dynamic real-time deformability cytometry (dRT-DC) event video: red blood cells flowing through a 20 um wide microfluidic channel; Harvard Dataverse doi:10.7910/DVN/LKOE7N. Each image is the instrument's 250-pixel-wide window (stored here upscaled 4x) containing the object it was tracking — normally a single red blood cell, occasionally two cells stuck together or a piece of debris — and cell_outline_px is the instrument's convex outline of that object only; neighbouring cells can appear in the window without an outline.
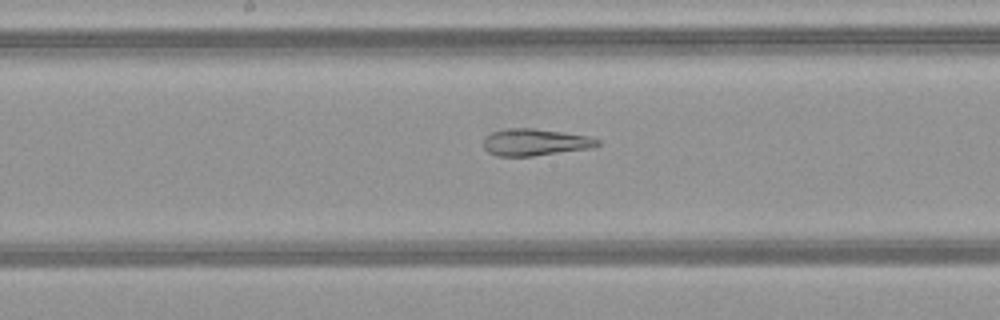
{"species": "common noctule bat (a hibernating species)", "species_latin": "Nyctalus noctula", "temperature_condition": "warm", "stored_images_in_passage": 50, "camera_frame_rate_fps": 3000, "um_per_image_px": 0.085, "animal": {"sex": "female", "body_mass_g": 21.9}, "frame": {"image": 1, "passage_image": 27, "time_ms": 8.667, "image_size_px": [1000, 320], "cell_outline_px": [[600, 144], [596, 148], [532, 156], [496, 156], [488, 152], [484, 148], [484, 136], [492, 132], [504, 128], [532, 128], [564, 132], [588, 136], [600, 140]], "centroid_in_image_um": [45.5, 12.09], "position_along_channel_um": 202.7, "area_um2": 18.15}}
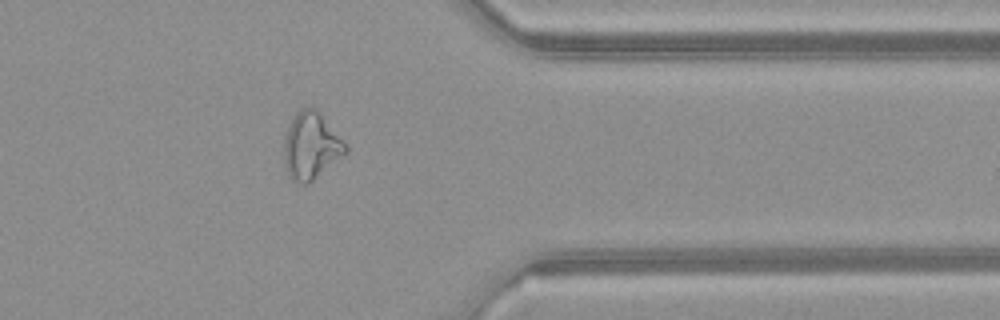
{"frame": {"image": 2, "passage_image": 41, "time_ms": 13.333, "image_size_px": [1000, 320], "cell_outline_px": [[348, 152], [308, 184], [300, 184], [292, 180], [288, 176], [284, 164], [284, 140], [288, 124], [296, 112], [300, 108], [316, 108], [320, 112], [348, 148]], "centroid_in_image_um": [26.41, 12.41], "position_along_channel_um": 385.0, "area_um2": 23.99}}
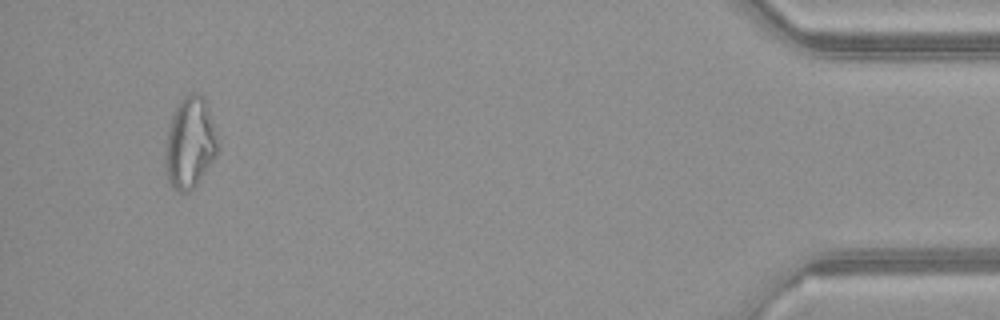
{"frame": {"image": 3, "passage_image": 48, "time_ms": 15.667, "image_size_px": [1000, 320], "cell_outline_px": [[220, 148], [216, 156], [196, 184], [188, 192], [180, 192], [172, 188], [164, 172], [164, 148], [168, 124], [172, 112], [176, 104], [188, 92], [196, 92], [204, 96], [208, 100], [220, 144]], "centroid_in_image_um": [16.14, 12.08], "position_along_channel_um": 419.1, "area_um2": 29.19}, "authors_computed_cell_mechanics": {"area_um2": 24.9118, "velocity_mm_per_s": 4.1376, "shape_relaxation_time_tau1_ms": null, "shape_relaxation_time_tau2_ms": 4.2444, "deformation_change_tau1": null, "deformation_change_tau2": 0.1378}}